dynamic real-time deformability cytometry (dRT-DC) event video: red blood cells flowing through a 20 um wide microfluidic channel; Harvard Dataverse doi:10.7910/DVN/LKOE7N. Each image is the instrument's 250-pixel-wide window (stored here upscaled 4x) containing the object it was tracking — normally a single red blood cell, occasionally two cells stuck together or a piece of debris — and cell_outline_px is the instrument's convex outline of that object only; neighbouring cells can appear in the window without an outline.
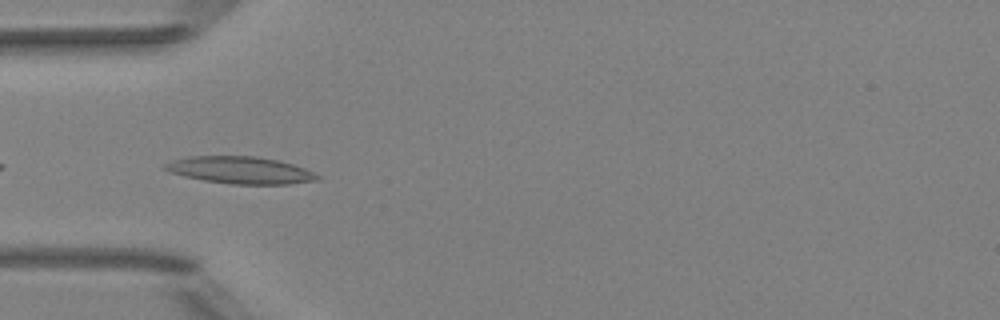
{"species": "Egyptian fruit bat (a non-hibernating species)", "species_latin": "Rousettus aegyptiacus", "temperature_condition": "room temperature", "stored_images_in_passage": 8, "camera_frame_rate_fps": 3000, "um_per_image_px": 0.085, "animal": {"sex": "female"}, "frame": {"image": 1, "passage_image": 2, "time_ms": 0.333, "image_size_px": [1000, 320], "cell_outline_px": [[320, 180], [288, 184], [232, 184], [204, 180], [184, 176], [168, 172], [164, 168], [164, 164], [172, 160], [192, 156], [256, 156], [280, 160], [304, 168], [320, 176]], "centroid_in_image_um": [20.43, 14.46], "position_along_channel_um": 64.6, "area_um2": 24.04}}
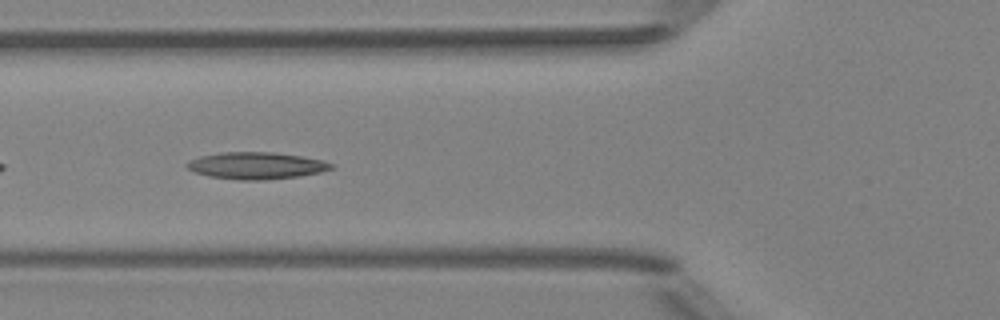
{"frame": {"image": 2, "passage_image": 5, "time_ms": 1.333, "image_size_px": [1000, 320], "cell_outline_px": [[336, 168], [320, 172], [300, 176], [264, 180], [240, 180], [208, 176], [196, 172], [188, 168], [184, 164], [188, 160], [200, 156], [224, 152], [272, 152], [304, 156], [324, 160], [336, 164]], "centroid_in_image_um": [21.84, 14.07], "position_along_channel_um": 104.0, "area_um2": 22.89}}